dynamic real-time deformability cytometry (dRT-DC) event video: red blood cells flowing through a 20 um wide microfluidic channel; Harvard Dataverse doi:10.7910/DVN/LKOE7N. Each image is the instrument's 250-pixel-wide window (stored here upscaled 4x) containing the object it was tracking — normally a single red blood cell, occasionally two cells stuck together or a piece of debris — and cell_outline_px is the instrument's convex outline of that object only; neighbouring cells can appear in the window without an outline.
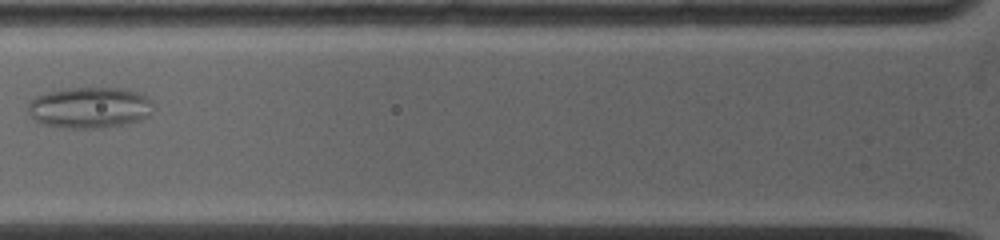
{"species": "common noctule bat (a hibernating species)", "species_latin": "Nyctalus noctula", "temperature_condition": "warm", "stored_images_in_passage": 20, "camera_frame_rate_fps": 5000, "um_per_image_px": 0.085, "animal": {"sex": "female", "body_mass_g": 19.0, "forearm_length_mm": 53.3}, "frame": {"image": 1, "passage_image": 4, "time_ms": 2.0, "image_size_px": [1000, 240], "cell_outline_px": [[152, 116], [140, 120], [100, 128], [64, 128], [44, 124], [36, 120], [28, 112], [28, 104], [36, 96], [48, 92], [72, 88], [120, 88], [136, 92], [152, 100]], "centroid_in_image_um": [7.64, 9.15], "position_along_channel_um": 118.2, "area_um2": 29.77}}
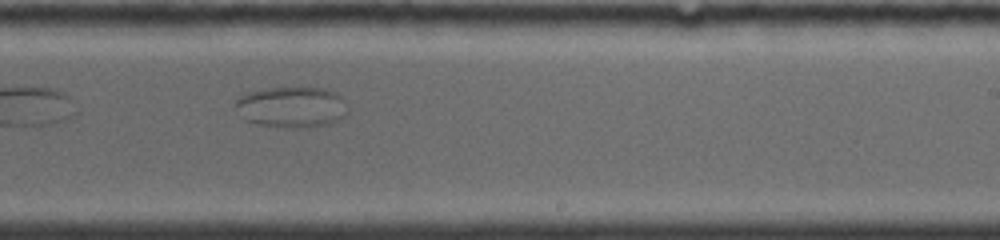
{"frame": {"image": 2, "passage_image": 11, "time_ms": 6.0, "image_size_px": [1000, 240], "cell_outline_px": [[348, 112], [344, 116], [328, 124], [300, 128], [292, 128], [260, 124], [244, 120], [236, 104], [236, 100], [240, 96], [248, 92], [268, 88], [324, 88], [340, 96]], "centroid_in_image_um": [24.78, 9.1], "position_along_channel_um": 264.2, "area_um2": 26.24}}
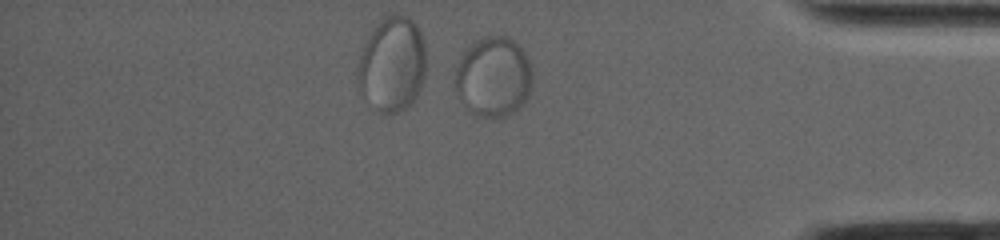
{"frame": {"image": 3, "passage_image": 19, "time_ms": 10.2, "image_size_px": [1000, 240], "cell_outline_px": [[532, 88], [524, 104], [516, 112], [508, 116], [472, 116], [464, 108], [456, 96], [456, 68], [464, 52], [476, 40], [484, 36], [504, 36], [516, 40], [524, 52], [528, 60], [532, 72]], "centroid_in_image_um": [41.95, 6.57], "position_along_channel_um": 393.3, "area_um2": 36.59}}